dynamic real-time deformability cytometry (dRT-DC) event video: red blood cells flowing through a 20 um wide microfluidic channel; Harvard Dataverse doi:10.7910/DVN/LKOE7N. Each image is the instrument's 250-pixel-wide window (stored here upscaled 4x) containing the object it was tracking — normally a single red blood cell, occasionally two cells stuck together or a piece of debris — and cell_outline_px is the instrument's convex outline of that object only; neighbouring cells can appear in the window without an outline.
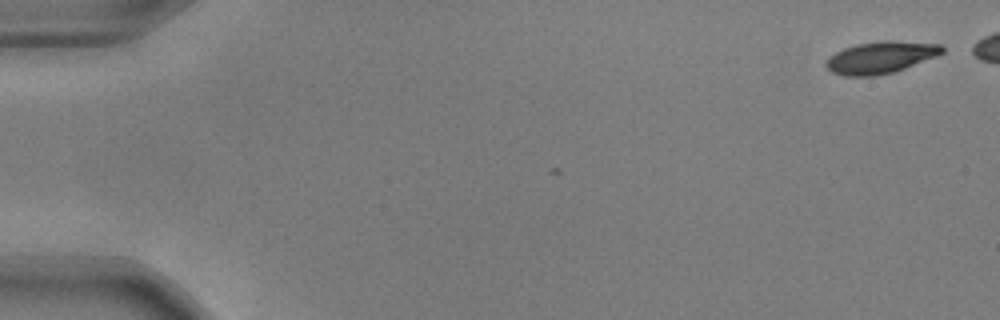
{"species": "common noctule bat (a hibernating species)", "species_latin": "Nyctalus noctula", "temperature_condition": "warm", "stored_images_in_passage": 3, "camera_frame_rate_fps": 3000, "um_per_image_px": 0.085, "animal": {"sex": "male", "body_mass_g": 17.9, "forearm_length_mm": 54.2}, "frame": {"image": 1, "passage_image": 1, "time_ms": 0.0, "image_size_px": [1000, 320], "cell_outline_px": [[944, 52], [936, 56], [904, 68], [892, 72], [876, 76], [844, 76], [832, 72], [824, 64], [828, 56], [844, 48], [856, 44], [884, 40], [892, 40], [940, 44], [944, 48]], "centroid_in_image_um": [74.83, 4.87], "position_along_channel_um": 10.2, "area_um2": 21.56}}